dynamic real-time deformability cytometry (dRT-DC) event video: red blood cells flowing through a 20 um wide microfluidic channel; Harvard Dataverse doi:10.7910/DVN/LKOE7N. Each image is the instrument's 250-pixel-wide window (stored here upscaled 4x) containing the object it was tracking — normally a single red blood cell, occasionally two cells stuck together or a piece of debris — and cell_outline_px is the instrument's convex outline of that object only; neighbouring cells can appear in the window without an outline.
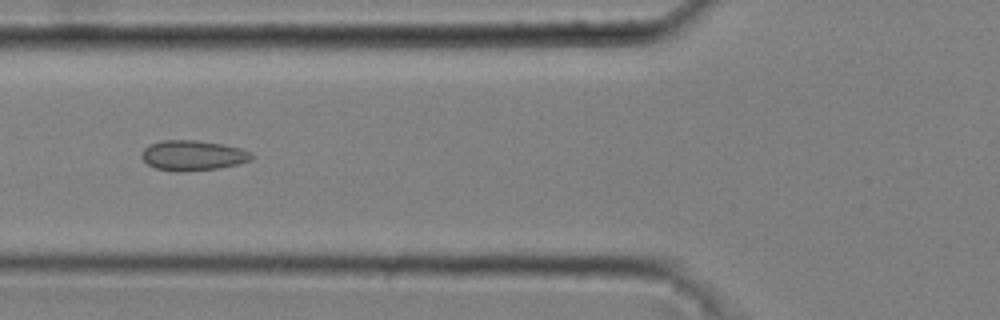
{"species": "common noctule bat (a hibernating species)", "species_latin": "Nyctalus noctula", "temperature_condition": "cold", "stored_images_in_passage": 51, "camera_frame_rate_fps": 3000, "um_per_image_px": 0.085, "animal": {"sex": "male", "body_mass_g": 20.4}, "frame": {"image": 1, "passage_image": 20, "time_ms": 6.333, "image_size_px": [1000, 320], "cell_outline_px": [[252, 160], [220, 168], [180, 172], [176, 172], [156, 168], [148, 164], [140, 156], [144, 148], [160, 140], [196, 140], [224, 144], [240, 148], [252, 152]], "centroid_in_image_um": [16.4, 13.21], "position_along_channel_um": 109.4, "area_um2": 19.36}}
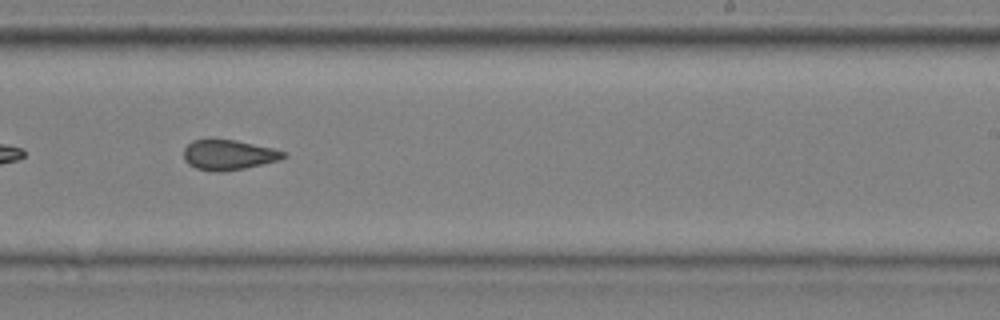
{"frame": {"image": 2, "passage_image": 33, "time_ms": 10.667, "image_size_px": [1000, 320], "cell_outline_px": [[288, 156], [280, 160], [244, 168], [220, 172], [216, 172], [196, 168], [188, 164], [184, 160], [184, 148], [192, 140], [208, 136], [236, 140], [272, 148], [284, 152]], "centroid_in_image_um": [19.37, 13.12], "position_along_channel_um": 269.6, "area_um2": 17.98}}
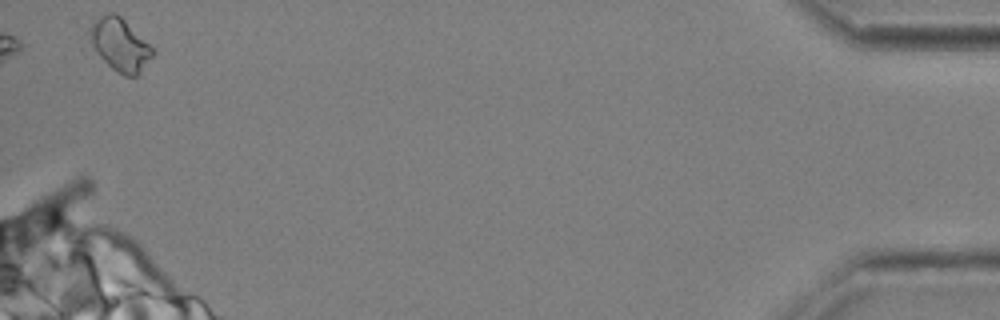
{"frame": {"image": 3, "passage_image": 51, "time_ms": 16.667, "image_size_px": [1000, 320], "cell_outline_px": [[156, 52], [140, 72], [136, 76], [124, 76], [112, 68], [96, 52], [88, 40], [88, 28], [100, 16], [112, 12], [116, 12]], "centroid_in_image_um": [10.16, 3.8], "position_along_channel_um": 425.0, "area_um2": 19.02}, "authors_computed_cell_mechanics": {"area_um2": 18.0914, "velocity_mm_per_s": 3.697, "shape_relaxation_time_tau1_ms": null, "shape_relaxation_time_tau2_ms": 1.9783, "deformation_change_tau1": null, "deformation_change_tau2": 0.0892}}